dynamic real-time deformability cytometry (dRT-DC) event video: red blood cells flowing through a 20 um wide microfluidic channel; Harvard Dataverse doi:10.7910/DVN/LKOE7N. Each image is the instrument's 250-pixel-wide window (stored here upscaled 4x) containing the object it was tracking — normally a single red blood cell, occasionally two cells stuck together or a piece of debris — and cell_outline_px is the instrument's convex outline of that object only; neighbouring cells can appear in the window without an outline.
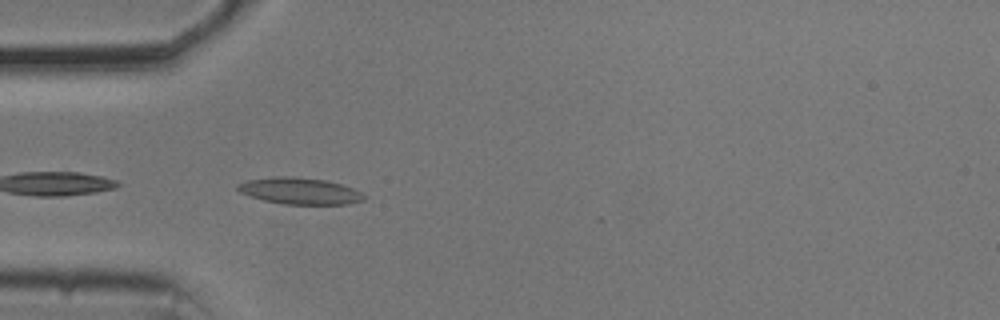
{"species": "common noctule bat (a hibernating species)", "species_latin": "Nyctalus noctula", "temperature_condition": "cold", "stored_images_in_passage": 8, "camera_frame_rate_fps": 3000, "um_per_image_px": 0.085, "animal": {"sex": "male", "body_mass_g": 20.5, "forearm_length_mm": 52.5}, "frame": {"image": 1, "passage_image": 3, "time_ms": 0.667, "image_size_px": [1000, 320], "cell_outline_px": [[368, 196], [364, 200], [348, 204], [284, 204], [264, 200], [240, 192], [236, 188], [236, 184], [248, 180], [276, 176], [296, 176], [324, 180], [340, 184], [352, 188]], "centroid_in_image_um": [25.49, 16.23], "position_along_channel_um": 59.5, "area_um2": 19.48}}